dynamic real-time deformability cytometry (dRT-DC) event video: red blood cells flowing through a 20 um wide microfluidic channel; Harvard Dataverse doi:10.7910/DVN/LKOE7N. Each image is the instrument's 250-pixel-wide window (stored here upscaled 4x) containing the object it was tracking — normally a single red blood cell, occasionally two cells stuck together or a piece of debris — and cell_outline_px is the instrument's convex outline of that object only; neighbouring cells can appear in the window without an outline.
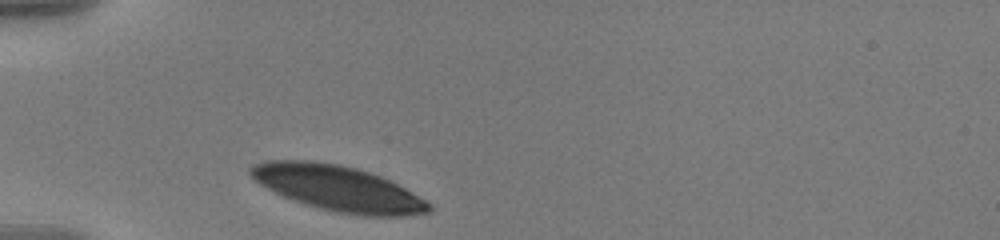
{"species": "human", "species_latin": "Homo sapiens", "temperature_condition": "warm", "stored_images_in_passage": 33, "camera_frame_rate_fps": 3000, "um_per_image_px": 0.085, "donor": {"sex": "male"}, "frame": {"image": 1, "passage_image": 1, "time_ms": 0.0, "image_size_px": [1000, 240], "cell_outline_px": [[432, 208], [428, 212], [408, 216], [360, 216], [336, 212], [320, 208], [284, 196], [260, 184], [248, 172], [256, 164], [268, 160], [308, 160], [340, 164], [356, 168], [380, 176], [412, 192], [432, 204]], "centroid_in_image_um": [28.77, 16.01], "position_along_channel_um": 56.2, "area_um2": 46.59}}
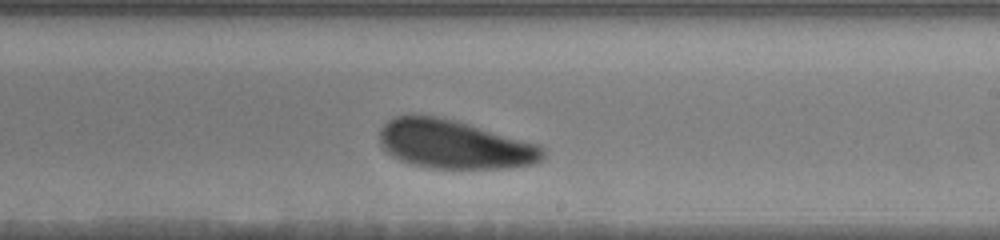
{"frame": {"image": 2, "passage_image": 19, "time_ms": 6.0, "image_size_px": [1000, 240], "cell_outline_px": [[544, 156], [536, 164], [508, 168], [428, 168], [408, 164], [392, 156], [380, 144], [380, 128], [392, 116], [412, 112], [436, 116], [456, 120], [540, 144], [544, 148]], "centroid_in_image_um": [38.59, 12.25], "position_along_channel_um": 250.4, "area_um2": 47.22}}
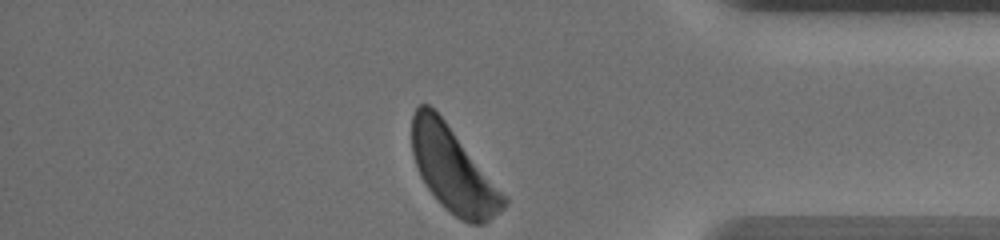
{"frame": {"image": 3, "passage_image": 33, "time_ms": 10.667, "image_size_px": [1000, 240], "cell_outline_px": [[508, 204], [504, 208], [484, 224], [468, 224], [460, 220], [444, 208], [440, 204], [428, 188], [420, 176], [412, 152], [412, 116], [416, 108], [420, 104], [428, 104], [444, 120], [508, 196]], "centroid_in_image_um": [38.55, 14.48], "position_along_channel_um": 396.7, "area_um2": 45.26}, "authors_computed_cell_mechanics": {"area_um2": 47.5116, "velocity_mm_per_s": 3.495, "shape_relaxation_time_tau1_ms": 2.6687, "shape_relaxation_time_tau2_ms": 10.6263, "deformation_change_tau1": 0.1121, "deformation_change_tau2": 0.2169}}